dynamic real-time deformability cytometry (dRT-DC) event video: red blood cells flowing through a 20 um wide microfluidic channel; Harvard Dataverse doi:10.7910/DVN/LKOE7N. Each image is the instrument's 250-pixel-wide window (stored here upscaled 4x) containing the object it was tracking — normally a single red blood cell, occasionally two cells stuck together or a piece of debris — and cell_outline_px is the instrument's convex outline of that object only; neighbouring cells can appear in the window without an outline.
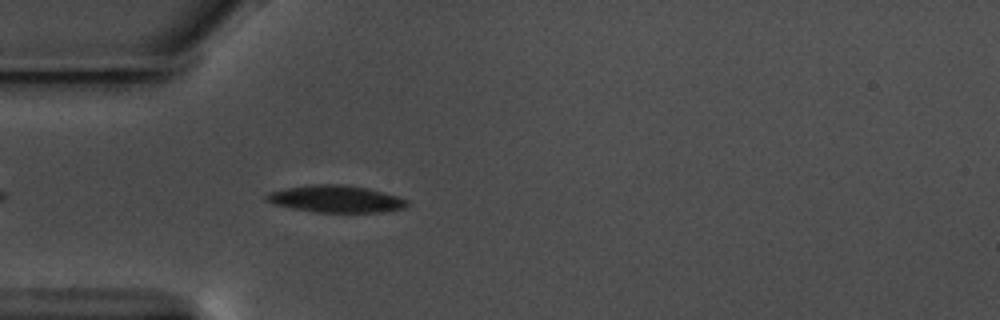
{"species": "common noctule bat (a hibernating species)", "species_latin": "Nyctalus noctula", "temperature_condition": "warm", "stored_images_in_passage": 28, "camera_frame_rate_fps": 3000, "um_per_image_px": 0.085, "animal": {"sex": "male", "body_mass_g": 17.5, "forearm_length_mm": 52.3}, "frame": {"image": 1, "passage_image": 5, "time_ms": 1.333, "image_size_px": [1000, 320], "cell_outline_px": [[408, 204], [404, 208], [380, 212], [316, 212], [292, 208], [276, 204], [264, 200], [264, 196], [268, 192], [288, 188], [312, 184], [344, 184], [368, 188], [396, 196], [408, 200]], "centroid_in_image_um": [28.53, 16.9], "position_along_channel_um": 56.5, "area_um2": 22.02}}
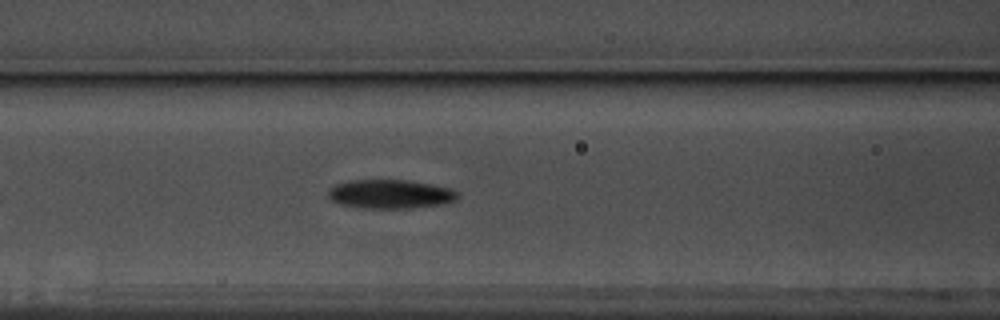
{"frame": {"image": 2, "passage_image": 12, "time_ms": 3.667, "image_size_px": [1000, 320], "cell_outline_px": [[460, 196], [456, 200], [444, 204], [408, 208], [364, 208], [340, 204], [332, 200], [328, 196], [328, 188], [336, 184], [352, 180], [408, 180], [452, 188], [460, 192]], "centroid_in_image_um": [33.22, 16.49], "position_along_channel_um": 133.4, "area_um2": 21.96}}
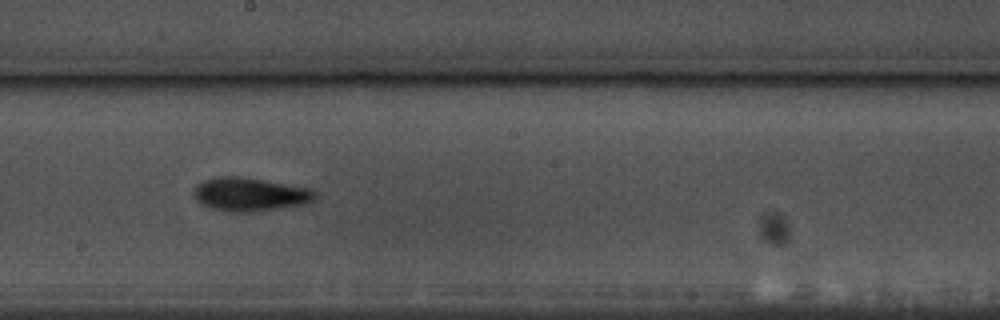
{"frame": {"image": 3, "passage_image": 20, "time_ms": 6.333, "image_size_px": [1000, 320], "cell_outline_px": [[316, 196], [312, 200], [304, 204], [280, 208], [252, 212], [228, 212], [212, 208], [200, 204], [196, 200], [192, 192], [196, 184], [204, 180], [216, 176], [240, 176], [308, 188], [316, 192]], "centroid_in_image_um": [21.17, 16.52], "position_along_channel_um": 227.0, "area_um2": 23.7}}